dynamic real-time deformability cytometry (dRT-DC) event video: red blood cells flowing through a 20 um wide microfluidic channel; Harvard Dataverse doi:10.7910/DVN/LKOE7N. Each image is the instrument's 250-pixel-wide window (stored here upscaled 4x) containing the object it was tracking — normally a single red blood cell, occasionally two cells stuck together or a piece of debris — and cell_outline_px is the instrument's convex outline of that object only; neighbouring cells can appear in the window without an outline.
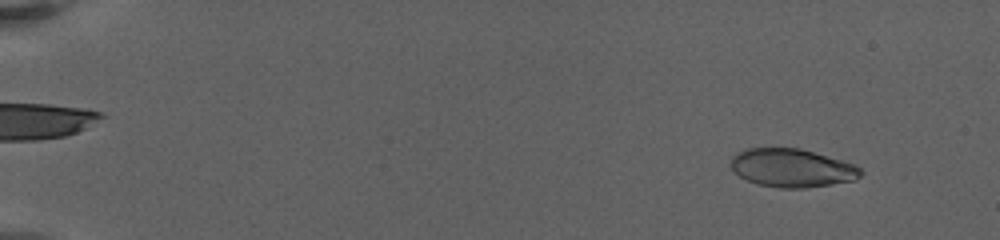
{"species": "human", "species_latin": "Homo sapiens", "temperature_condition": "warm", "stored_images_in_passage": 37, "camera_frame_rate_fps": 3000, "um_per_image_px": 0.085, "donor": {"sex": "female"}, "frame": {"image": 1, "passage_image": 10, "time_ms": 2.0, "image_size_px": [1000, 240], "cell_outline_px": [[864, 172], [856, 180], [832, 184], [804, 188], [780, 188], [756, 184], [740, 176], [732, 168], [732, 156], [736, 152], [748, 148], [800, 148], [856, 164]], "centroid_in_image_um": [67.35, 14.28], "position_along_channel_um": 17.6, "area_um2": 29.07}}
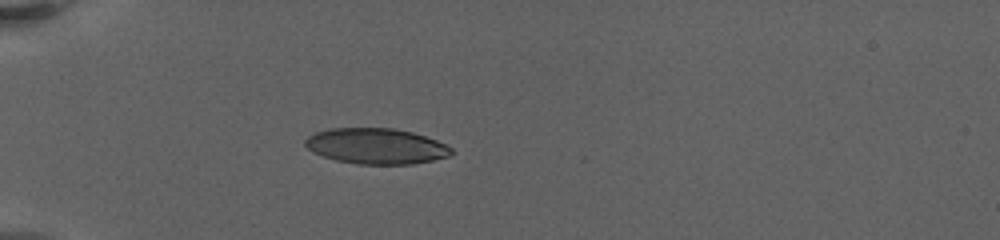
{"frame": {"image": 2, "passage_image": 32, "time_ms": 7.0, "image_size_px": [1000, 240], "cell_outline_px": [[452, 152], [448, 156], [432, 160], [412, 164], [356, 164], [336, 160], [312, 152], [304, 144], [304, 140], [308, 136], [316, 132], [332, 128], [392, 128], [412, 132], [436, 140], [452, 148]], "centroid_in_image_um": [31.94, 12.42], "position_along_channel_um": 53.1, "area_um2": 30.23}}